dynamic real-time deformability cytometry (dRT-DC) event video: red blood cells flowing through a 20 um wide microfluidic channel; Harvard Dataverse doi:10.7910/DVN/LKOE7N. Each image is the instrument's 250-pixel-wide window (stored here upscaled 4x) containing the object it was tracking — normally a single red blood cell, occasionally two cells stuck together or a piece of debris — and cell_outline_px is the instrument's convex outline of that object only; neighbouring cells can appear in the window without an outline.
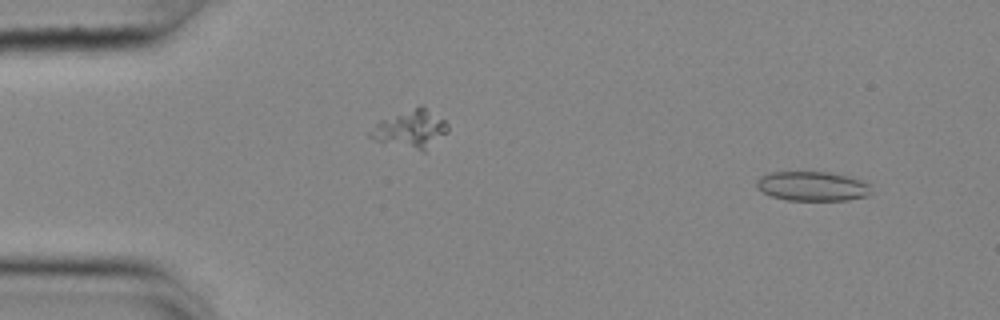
{"species": "common noctule bat (a hibernating species)", "species_latin": "Nyctalus noctula", "temperature_condition": "cold", "stored_images_in_passage": 55, "camera_frame_rate_fps": 3000, "um_per_image_px": 0.085, "animal": {"sex": "female", "body_mass_g": 25.1}, "frame": {"image": 1, "passage_image": 4, "time_ms": 1.0, "image_size_px": [1000, 320], "cell_outline_px": [[872, 192], [868, 196], [848, 200], [784, 200], [772, 196], [764, 192], [756, 184], [756, 180], [760, 176], [772, 172], [828, 172], [848, 176], [860, 180], [868, 184]], "centroid_in_image_um": [69.07, 15.83], "position_along_channel_um": 15.9, "area_um2": 19.59}}
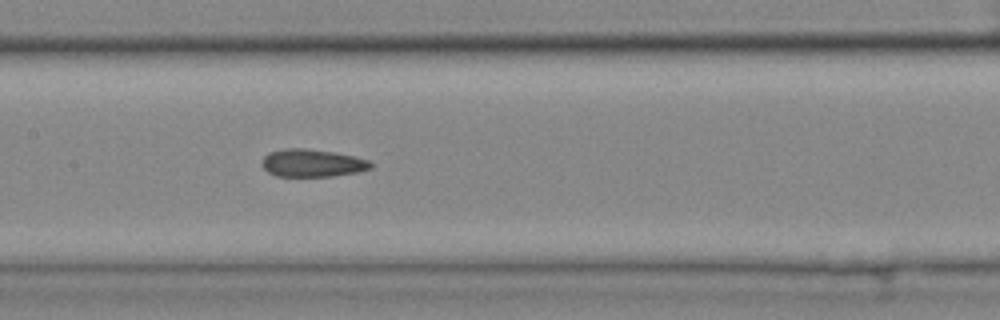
{"frame": {"image": 2, "passage_image": 26, "time_ms": 8.333, "image_size_px": [1000, 320], "cell_outline_px": [[372, 168], [356, 172], [332, 176], [276, 176], [268, 172], [260, 164], [264, 156], [268, 152], [288, 148], [304, 148], [332, 152], [352, 156], [368, 160], [372, 164]], "centroid_in_image_um": [26.49, 13.86], "position_along_channel_um": 180.9, "area_um2": 17.4}}
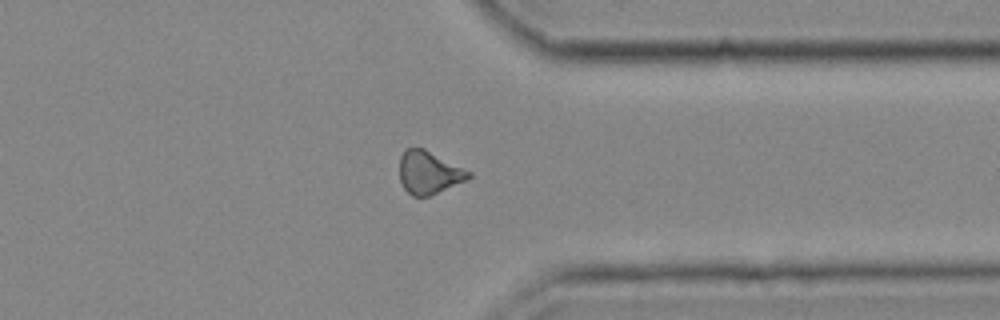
{"frame": {"image": 3, "passage_image": 42, "time_ms": 13.667, "image_size_px": [1000, 320], "cell_outline_px": [[472, 176], [468, 180], [428, 196], [412, 196], [404, 188], [400, 180], [400, 156], [404, 148], [424, 148], [472, 172]], "centroid_in_image_um": [36.46, 14.65], "position_along_channel_um": 374.9, "area_um2": 17.28}, "authors_computed_cell_mechanics": {"area_um2": 18.0336, "velocity_mm_per_s": 3.6845, "shape_relaxation_time_tau1_ms": null, "shape_relaxation_time_tau2_ms": 3.1442, "deformation_change_tau1": null, "deformation_change_tau2": 0.0903}}